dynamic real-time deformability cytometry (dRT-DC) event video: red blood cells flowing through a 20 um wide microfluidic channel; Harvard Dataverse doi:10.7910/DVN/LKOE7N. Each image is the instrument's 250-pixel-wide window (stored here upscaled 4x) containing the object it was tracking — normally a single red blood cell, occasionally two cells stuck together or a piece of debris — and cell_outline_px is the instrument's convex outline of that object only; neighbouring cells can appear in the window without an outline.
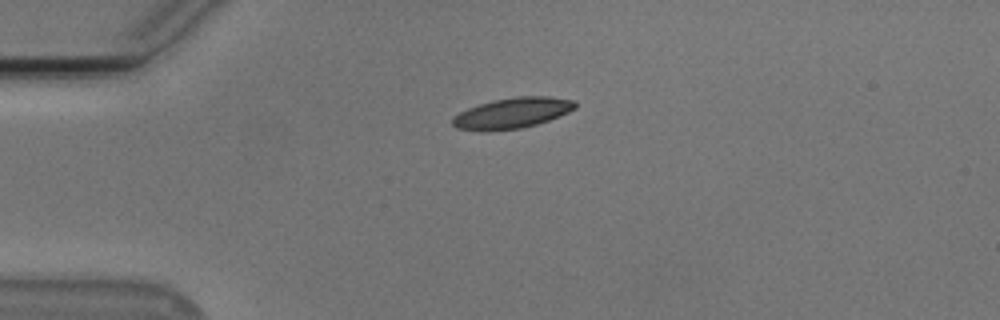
{"species": "Egyptian fruit bat (a non-hibernating species)", "species_latin": "Rousettus aegyptiacus", "temperature_condition": "cold", "stored_images_in_passage": 42, "camera_frame_rate_fps": 3000, "um_per_image_px": 0.085, "animal": {"sex": "male"}, "frame": {"image": 1, "passage_image": 1, "time_ms": 0.0, "image_size_px": [1000, 320], "cell_outline_px": [[576, 108], [568, 112], [548, 120], [536, 124], [520, 128], [456, 128], [452, 124], [452, 116], [468, 108], [492, 100], [516, 96], [548, 96], [576, 100]], "centroid_in_image_um": [43.61, 9.55], "position_along_channel_um": 41.4, "area_um2": 21.1}}
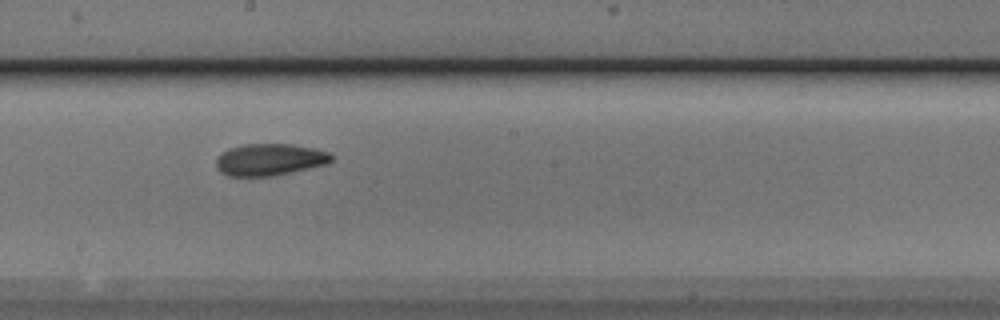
{"frame": {"image": 2, "passage_image": 18, "time_ms": 5.667, "image_size_px": [1000, 320], "cell_outline_px": [[332, 160], [328, 164], [272, 176], [228, 176], [220, 172], [216, 168], [216, 156], [220, 152], [228, 148], [244, 144], [292, 144], [316, 148], [328, 152], [332, 156]], "centroid_in_image_um": [22.89, 13.56], "position_along_channel_um": 225.3, "area_um2": 21.68}}
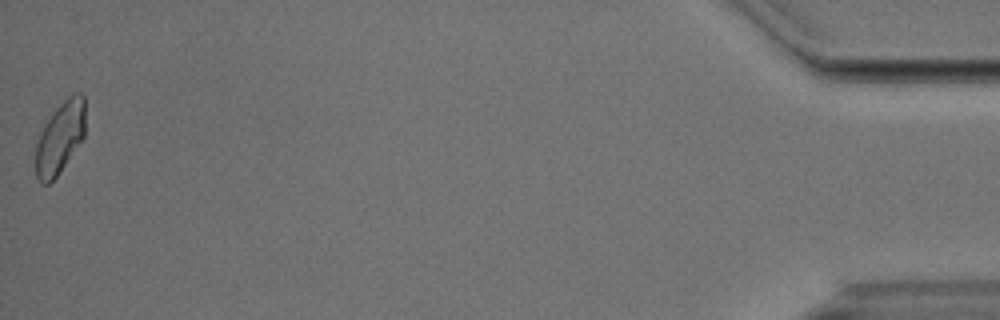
{"frame": {"image": 3, "passage_image": 42, "time_ms": 13.667, "image_size_px": [1000, 320], "cell_outline_px": [[84, 136], [56, 176], [48, 184], [40, 184], [36, 176], [36, 144], [40, 132], [44, 124], [56, 108], [72, 92], [80, 92], [84, 96]], "centroid_in_image_um": [5.09, 11.67], "position_along_channel_um": 430.1, "area_um2": 20.46}, "authors_computed_cell_mechanics": {"area_um2": 21.2415, "velocity_mm_per_s": 3.763, "shape_relaxation_time_tau1_ms": 2.6811, "shape_relaxation_time_tau2_ms": 3.6983, "deformation_change_tau1": 0.1078, "deformation_change_tau2": 0.0823}}